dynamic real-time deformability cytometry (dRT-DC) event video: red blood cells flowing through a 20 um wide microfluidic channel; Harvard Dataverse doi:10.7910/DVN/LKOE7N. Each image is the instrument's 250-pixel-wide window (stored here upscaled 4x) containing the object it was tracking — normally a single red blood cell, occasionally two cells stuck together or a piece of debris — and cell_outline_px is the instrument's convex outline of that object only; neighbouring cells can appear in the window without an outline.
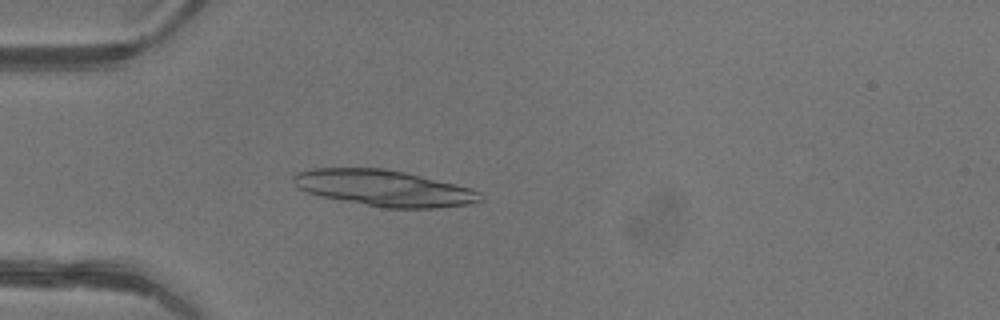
{"species": "common noctule bat (a hibernating species)", "species_latin": "Nyctalus noctula", "temperature_condition": "warm", "stored_images_in_passage": 47, "camera_frame_rate_fps": 3000, "um_per_image_px": 0.085, "animal": {"sex": "female"}, "frame": {"image": 1, "passage_image": 14, "time_ms": 4.333, "image_size_px": [1000, 320], "cell_outline_px": [[484, 200], [472, 204], [436, 208], [384, 208], [320, 196], [308, 192], [300, 188], [292, 180], [292, 176], [296, 172], [312, 168], [384, 168], [404, 172], [472, 188], [480, 192]], "centroid_in_image_um": [32.67, 15.99], "position_along_channel_um": 52.3, "area_um2": 39.36}}
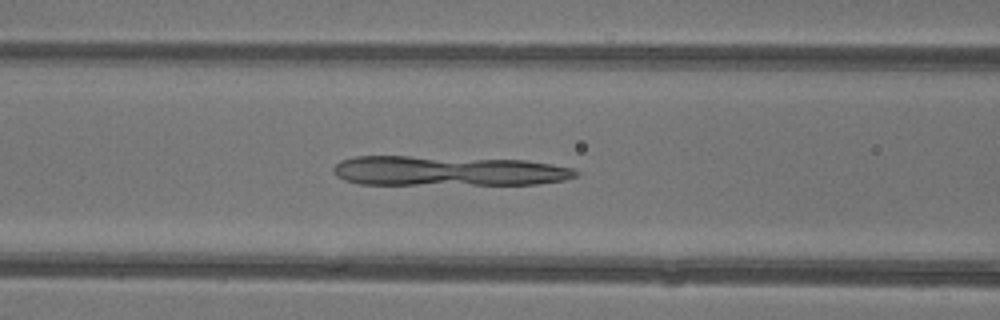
{"frame": {"image": 2, "passage_image": 20, "time_ms": 6.333, "image_size_px": [1000, 320], "cell_outline_px": [[580, 172], [576, 176], [564, 180], [536, 184], [360, 184], [344, 180], [336, 176], [332, 172], [332, 168], [340, 160], [356, 156], [408, 156], [524, 160], [572, 168]], "centroid_in_image_um": [38.02, 14.53], "position_along_channel_um": 128.6, "area_um2": 42.14}}
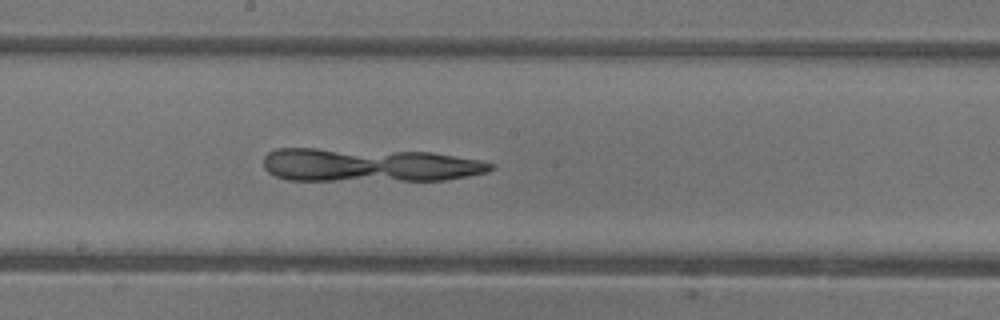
{"frame": {"image": 3, "passage_image": 26, "time_ms": 8.333, "image_size_px": [1000, 320], "cell_outline_px": [[492, 168], [488, 172], [468, 176], [444, 180], [288, 180], [276, 176], [268, 172], [264, 168], [264, 156], [268, 152], [276, 148], [316, 148], [432, 152], [480, 160], [492, 164]], "centroid_in_image_um": [31.34, 14.02], "position_along_channel_um": 216.9, "area_um2": 44.45}}